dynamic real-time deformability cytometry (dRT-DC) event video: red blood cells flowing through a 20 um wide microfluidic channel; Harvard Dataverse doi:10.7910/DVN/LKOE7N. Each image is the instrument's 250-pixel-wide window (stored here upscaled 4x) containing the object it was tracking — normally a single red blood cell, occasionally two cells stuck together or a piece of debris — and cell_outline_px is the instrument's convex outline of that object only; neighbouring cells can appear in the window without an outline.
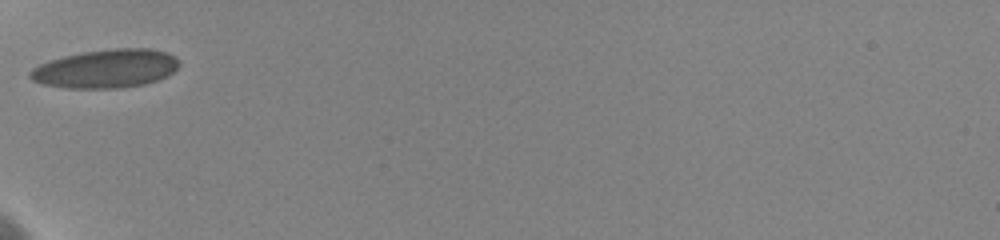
{"species": "human", "species_latin": "Homo sapiens", "temperature_condition": "cold", "stored_images_in_passage": 59, "camera_frame_rate_fps": 3000, "um_per_image_px": 0.085, "donor": {"sex": "female"}, "frame": {"image": 1, "passage_image": 1, "time_ms": 0.0, "image_size_px": [1000, 240], "cell_outline_px": [[180, 64], [168, 76], [144, 84], [120, 88], [64, 88], [40, 84], [32, 80], [28, 76], [28, 72], [32, 68], [48, 60], [64, 56], [84, 52], [112, 48], [152, 48], [168, 52], [180, 60]], "centroid_in_image_um": [8.99, 5.83], "position_along_channel_um": 76.0, "area_um2": 33.81}}
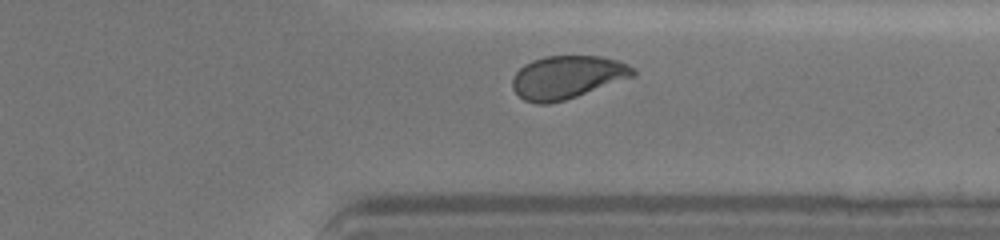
{"frame": {"image": 2, "passage_image": 52, "time_ms": 8.0, "image_size_px": [1000, 240], "cell_outline_px": [[636, 76], [564, 100], [548, 104], [536, 104], [524, 100], [512, 88], [512, 76], [524, 64], [532, 60], [544, 56], [600, 56], [620, 60], [636, 68]], "centroid_in_image_um": [48.23, 6.55], "position_along_channel_um": 363.2, "area_um2": 30.46}}
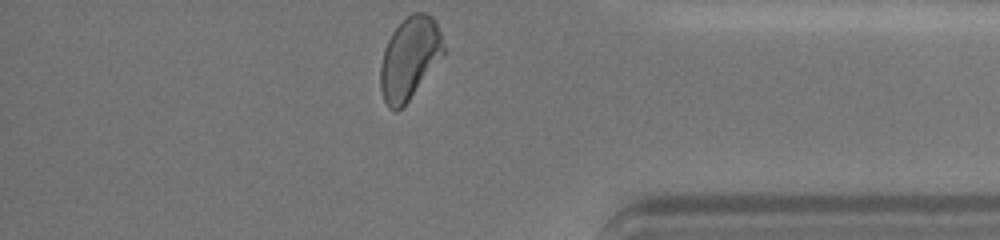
{"frame": {"image": 3, "passage_image": 58, "time_ms": 9.333, "image_size_px": [1000, 240], "cell_outline_px": [[444, 56], [408, 100], [396, 112], [388, 108], [384, 100], [380, 88], [380, 64], [384, 48], [392, 32], [412, 12], [428, 12], [436, 20], [440, 32], [444, 48]], "centroid_in_image_um": [34.82, 4.93], "position_along_channel_um": 400.4, "area_um2": 30.23}, "authors_computed_cell_mechanics": {"area_um2": 31.3854, "velocity_mm_per_s": 3.615, "shape_relaxation_time_tau1_ms": 4.0648, "shape_relaxation_time_tau2_ms": 1.041, "deformation_change_tau1": 0.1168, "deformation_change_tau2": 0.0413}}